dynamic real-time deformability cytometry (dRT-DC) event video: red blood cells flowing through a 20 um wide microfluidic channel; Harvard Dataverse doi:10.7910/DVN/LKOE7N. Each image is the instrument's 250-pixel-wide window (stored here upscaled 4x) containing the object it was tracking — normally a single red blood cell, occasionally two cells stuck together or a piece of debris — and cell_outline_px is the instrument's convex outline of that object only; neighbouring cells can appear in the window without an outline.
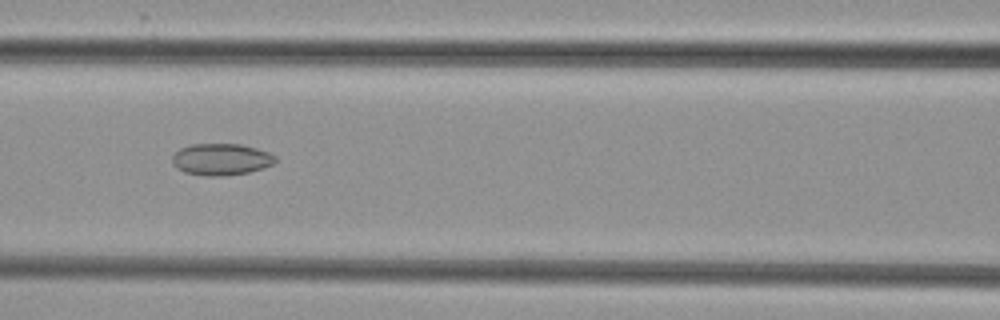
{"species": "common noctule bat (a hibernating species)", "species_latin": "Nyctalus noctula", "temperature_condition": "cold", "stored_images_in_passage": 6, "camera_frame_rate_fps": 3000, "um_per_image_px": 0.085, "animal": {"sex": "female", "body_mass_g": 29.2, "forearm_length_mm": 56.3}, "frame": {"image": 1, "passage_image": 4, "time_ms": 4.333, "image_size_px": [1000, 320], "cell_outline_px": [[276, 160], [272, 164], [248, 172], [224, 176], [204, 176], [184, 172], [176, 168], [172, 164], [172, 156], [180, 148], [188, 144], [240, 144], [256, 148], [268, 152], [276, 156]], "centroid_in_image_um": [18.75, 13.54], "position_along_channel_um": 147.9, "area_um2": 19.07}}
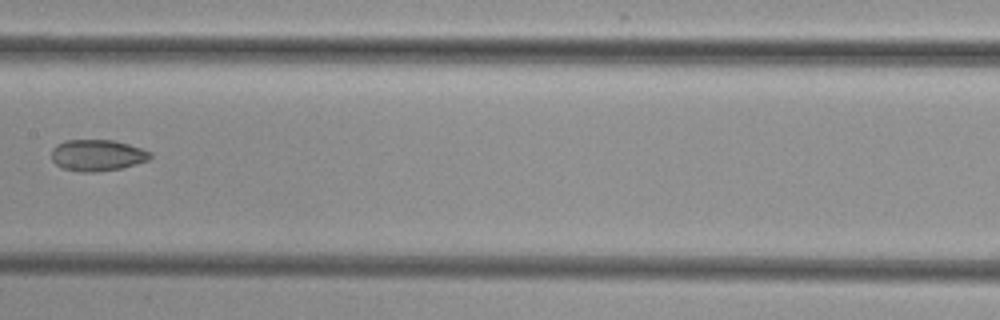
{"frame": {"image": 2, "passage_image": 5, "time_ms": 5.667, "image_size_px": [1000, 320], "cell_outline_px": [[152, 156], [148, 160], [136, 164], [120, 168], [96, 172], [80, 172], [64, 168], [56, 164], [52, 160], [52, 148], [56, 144], [64, 140], [116, 140], [152, 152]], "centroid_in_image_um": [8.26, 13.19], "position_along_channel_um": 199.1, "area_um2": 18.09}}
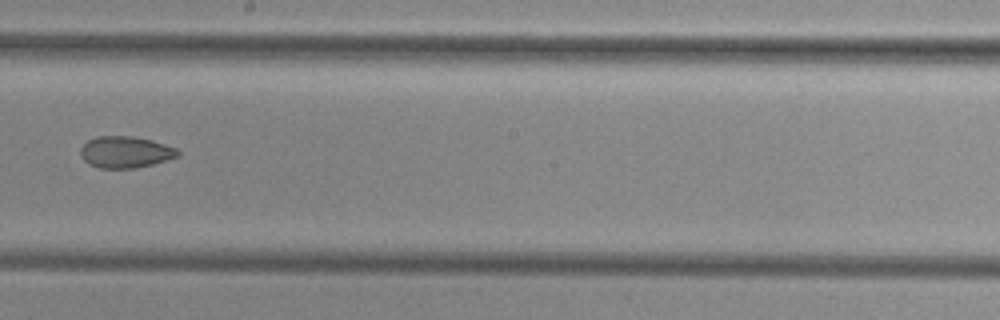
{"frame": {"image": 3, "passage_image": 6, "time_ms": 6.667, "image_size_px": [1000, 320], "cell_outline_px": [[180, 156], [152, 164], [136, 168], [100, 168], [88, 164], [80, 156], [80, 148], [88, 140], [96, 136], [132, 136], [152, 140], [176, 148], [180, 152]], "centroid_in_image_um": [10.65, 12.92], "position_along_channel_um": 237.6, "area_um2": 17.98}}